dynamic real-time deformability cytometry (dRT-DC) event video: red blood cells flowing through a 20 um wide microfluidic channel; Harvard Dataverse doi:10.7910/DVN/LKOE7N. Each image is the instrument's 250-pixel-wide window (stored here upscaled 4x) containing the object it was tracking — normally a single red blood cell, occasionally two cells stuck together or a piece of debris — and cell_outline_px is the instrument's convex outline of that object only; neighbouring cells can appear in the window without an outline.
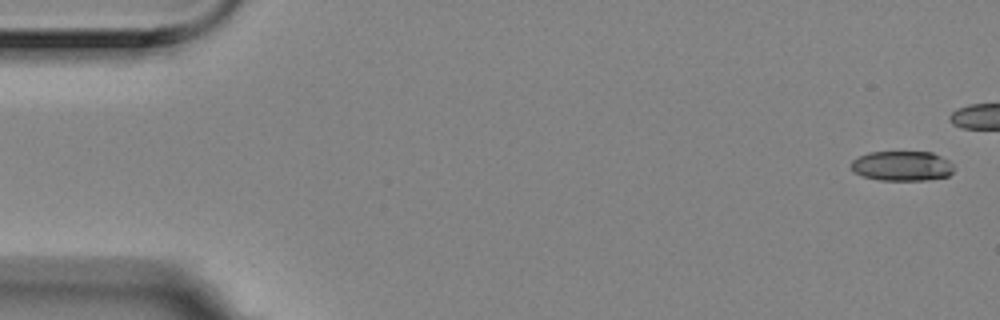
{"species": "Egyptian fruit bat (a non-hibernating species)", "species_latin": "Rousettus aegyptiacus", "temperature_condition": "room temperature", "stored_images_in_passage": 6, "camera_frame_rate_fps": 3000, "um_per_image_px": 0.085, "animal": {"sex": "female"}, "frame": {"image": 1, "passage_image": 1, "time_ms": 0.0, "image_size_px": [1000, 320], "cell_outline_px": [[952, 172], [948, 176], [928, 180], [880, 180], [864, 176], [852, 172], [852, 160], [868, 152], [932, 152], [948, 160], [952, 164]], "centroid_in_image_um": [76.67, 14.1], "position_along_channel_um": 8.3, "area_um2": 17.8}}